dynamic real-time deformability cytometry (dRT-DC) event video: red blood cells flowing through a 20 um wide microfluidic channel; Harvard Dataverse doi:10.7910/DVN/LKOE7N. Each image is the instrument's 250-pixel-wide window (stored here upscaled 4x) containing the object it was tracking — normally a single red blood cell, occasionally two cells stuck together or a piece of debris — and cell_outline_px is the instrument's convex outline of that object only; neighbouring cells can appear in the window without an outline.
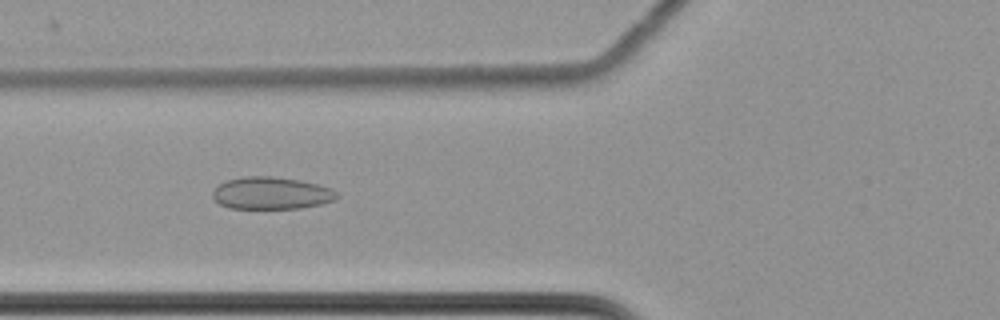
{"species": "common noctule bat (a hibernating species)", "species_latin": "Nyctalus noctula", "temperature_condition": "cold", "stored_images_in_passage": 61, "camera_frame_rate_fps": 3000, "um_per_image_px": 0.085, "animal": {"sex": "female", "body_mass_g": 22.7, "forearm_length_mm": 54.2}, "frame": {"image": 1, "passage_image": 25, "time_ms": 8.0, "image_size_px": [1000, 320], "cell_outline_px": [[340, 196], [336, 200], [320, 204], [300, 208], [228, 208], [220, 204], [212, 196], [212, 192], [220, 184], [228, 180], [244, 176], [272, 176], [300, 180], [316, 184], [328, 188], [336, 192]], "centroid_in_image_um": [23.06, 16.42], "position_along_channel_um": 102.7, "area_um2": 23.18}}
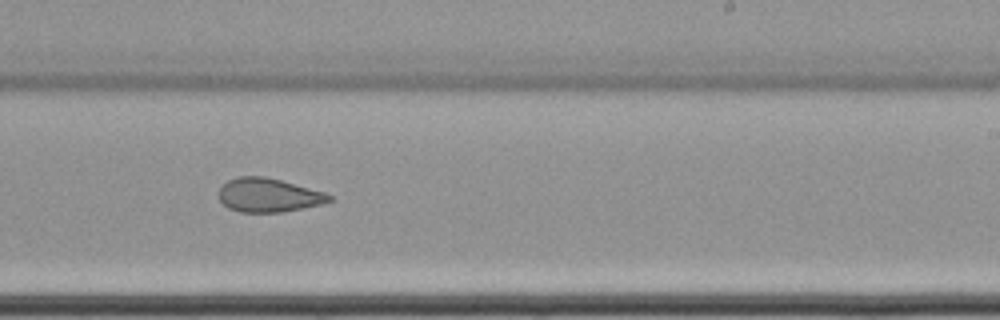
{"frame": {"image": 2, "passage_image": 39, "time_ms": 12.667, "image_size_px": [1000, 320], "cell_outline_px": [[332, 200], [320, 204], [280, 212], [240, 212], [228, 208], [220, 200], [220, 188], [228, 180], [236, 176], [264, 176], [280, 180], [324, 192], [332, 196]], "centroid_in_image_um": [22.79, 16.58], "position_along_channel_um": 266.2, "area_um2": 21.44}}
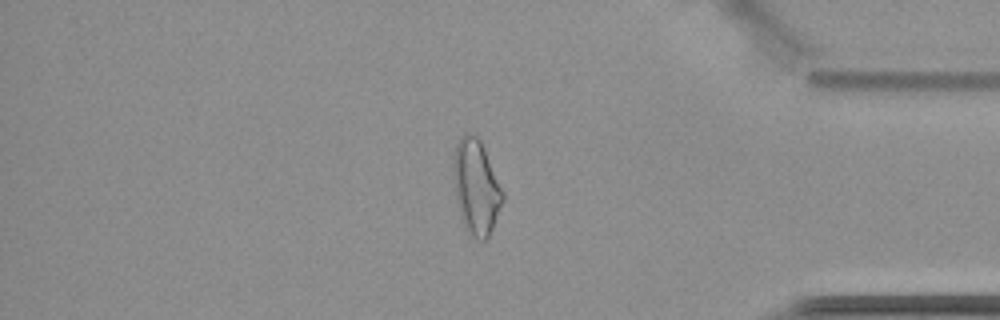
{"frame": {"image": 3, "passage_image": 52, "time_ms": 17.0, "image_size_px": [1000, 320], "cell_outline_px": [[504, 200], [492, 228], [488, 236], [484, 240], [480, 240], [472, 236], [468, 232], [456, 200], [452, 168], [452, 156], [456, 144], [464, 132], [476, 136], [480, 140], [484, 148], [504, 192]], "centroid_in_image_um": [40.46, 15.85], "position_along_channel_um": 394.7, "area_um2": 26.99}, "authors_computed_cell_mechanics": {"area_um2": 26.9926, "velocity_mm_per_s": 3.4975, "shape_relaxation_time_tau1_ms": null, "shape_relaxation_time_tau2_ms": 3.3106, "deformation_change_tau1": null, "deformation_change_tau2": 0.0901}}